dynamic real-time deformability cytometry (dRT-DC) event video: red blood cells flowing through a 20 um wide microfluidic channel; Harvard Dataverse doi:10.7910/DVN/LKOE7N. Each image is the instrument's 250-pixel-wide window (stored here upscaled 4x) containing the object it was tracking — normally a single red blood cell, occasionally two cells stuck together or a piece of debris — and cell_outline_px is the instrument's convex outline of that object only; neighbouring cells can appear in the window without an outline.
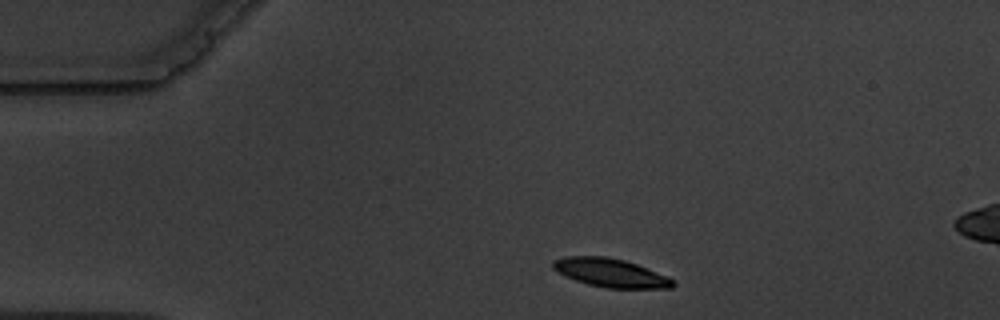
{"species": "common noctule bat (a hibernating species)", "species_latin": "Nyctalus noctula", "temperature_condition": "warm", "stored_images_in_passage": 6, "camera_frame_rate_fps": 3000, "um_per_image_px": 0.085, "animal": {"sex": "male", "body_mass_g": 19.5, "forearm_length_mm": 54.6}, "frame": {"image": 1, "passage_image": 1, "time_ms": 0.0, "image_size_px": [1000, 320], "cell_outline_px": [[676, 284], [672, 288], [604, 288], [588, 284], [576, 280], [552, 268], [552, 260], [564, 256], [608, 256], [624, 260], [636, 264], [668, 276], [676, 280]], "centroid_in_image_um": [51.93, 23.18], "position_along_channel_um": 33.1, "area_um2": 20.0}}
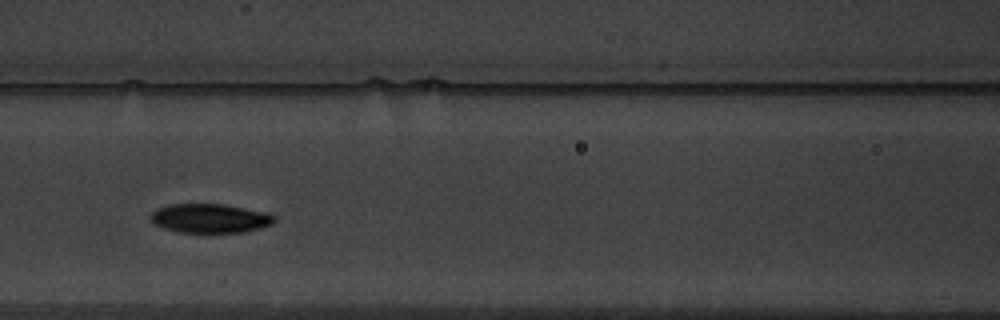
{"frame": {"image": 2, "passage_image": 5, "time_ms": 4.667, "image_size_px": [1000, 320], "cell_outline_px": [[276, 220], [272, 224], [260, 228], [244, 232], [180, 232], [164, 228], [152, 224], [148, 220], [148, 216], [156, 208], [168, 204], [224, 204], [268, 212], [276, 216]], "centroid_in_image_um": [17.82, 18.55], "position_along_channel_um": 148.8, "area_um2": 21.33}}
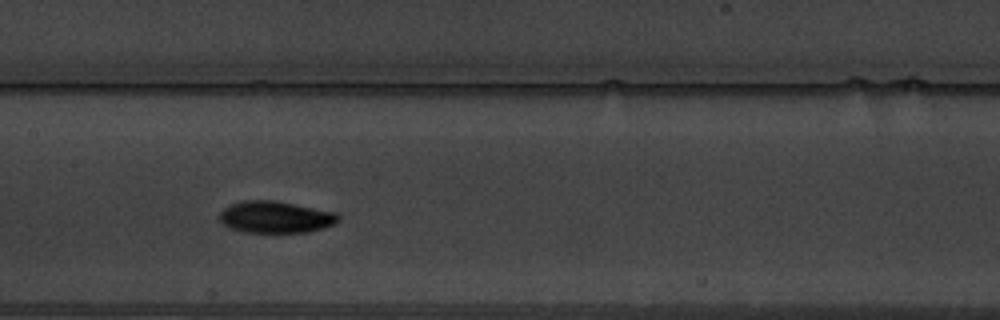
{"frame": {"image": 3, "passage_image": 6, "time_ms": 5.667, "image_size_px": [1000, 320], "cell_outline_px": [[340, 220], [336, 224], [324, 228], [308, 232], [244, 232], [228, 228], [220, 220], [220, 212], [228, 204], [244, 200], [276, 200], [336, 212], [340, 216]], "centroid_in_image_um": [23.44, 18.44], "position_along_channel_um": 184.0, "area_um2": 22.31}}